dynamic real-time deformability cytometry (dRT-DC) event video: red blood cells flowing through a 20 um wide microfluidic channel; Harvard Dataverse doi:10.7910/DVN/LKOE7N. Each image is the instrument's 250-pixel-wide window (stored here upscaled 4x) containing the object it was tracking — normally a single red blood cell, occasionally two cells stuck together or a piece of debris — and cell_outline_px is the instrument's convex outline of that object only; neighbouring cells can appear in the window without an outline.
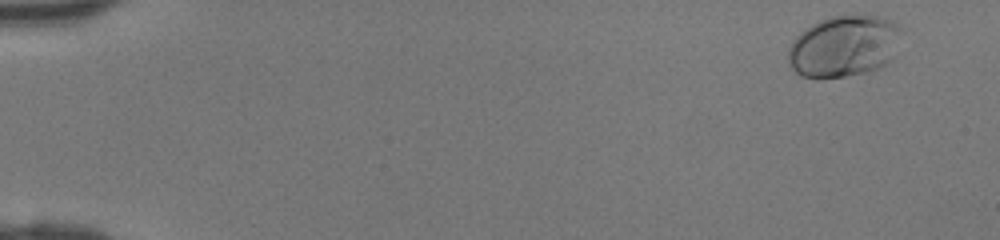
{"species": "human", "species_latin": "Homo sapiens", "temperature_condition": "room temperature", "stored_images_in_passage": 46, "camera_frame_rate_fps": 3000, "um_per_image_px": 0.085, "donor": {"sex": "female"}, "frame": {"image": 1, "passage_image": 2, "time_ms": 0.333, "image_size_px": [1000, 240], "cell_outline_px": [[908, 28], [892, 56], [884, 64], [876, 68], [864, 72], [844, 76], [800, 76], [792, 68], [788, 60], [788, 48], [796, 36], [800, 32], [812, 24], [820, 20], [832, 16], [876, 16], [888, 20]], "centroid_in_image_um": [71.78, 3.89], "position_along_channel_um": 13.2, "area_um2": 40.29}}
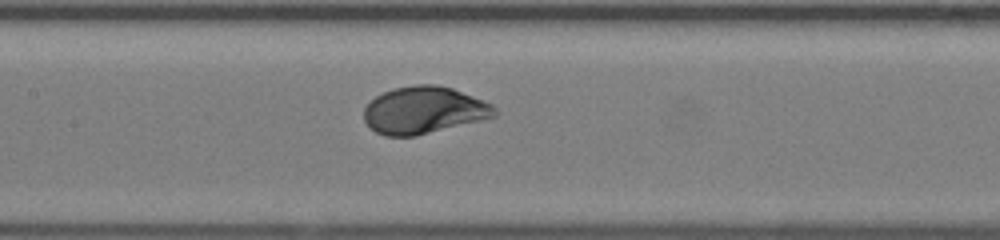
{"frame": {"image": 2, "passage_image": 23, "time_ms": 7.333, "image_size_px": [1000, 240], "cell_outline_px": [[496, 116], [416, 136], [384, 136], [376, 132], [364, 120], [364, 108], [376, 96], [392, 88], [416, 84], [436, 84], [452, 88], [492, 104], [496, 108]], "centroid_in_image_um": [36.01, 9.36], "position_along_channel_um": 171.4, "area_um2": 35.66}}
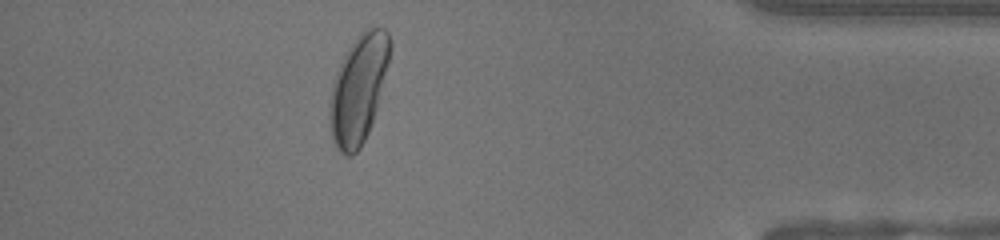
{"frame": {"image": 3, "passage_image": 41, "time_ms": 13.333, "image_size_px": [1000, 240], "cell_outline_px": [[392, 48], [388, 64], [372, 124], [360, 148], [352, 156], [344, 156], [336, 148], [332, 140], [328, 116], [328, 104], [332, 84], [336, 72], [348, 48], [356, 36], [360, 32], [368, 28], [384, 28], [388, 32], [392, 40]], "centroid_in_image_um": [30.45, 7.57], "position_along_channel_um": 404.7, "area_um2": 38.26}}